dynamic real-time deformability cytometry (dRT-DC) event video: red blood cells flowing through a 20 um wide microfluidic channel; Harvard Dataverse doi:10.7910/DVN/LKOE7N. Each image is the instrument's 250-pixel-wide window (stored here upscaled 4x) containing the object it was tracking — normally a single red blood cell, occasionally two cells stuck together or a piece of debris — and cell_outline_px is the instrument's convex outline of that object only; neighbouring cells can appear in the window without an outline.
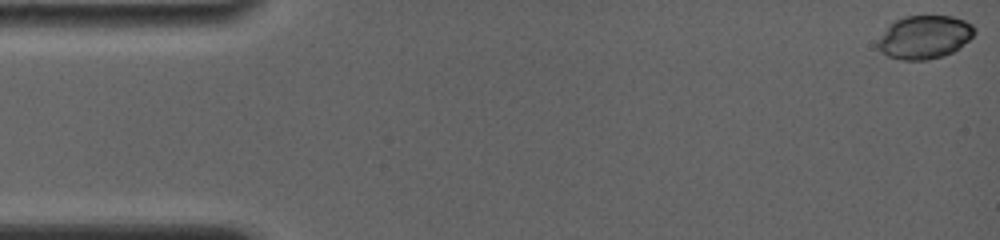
{"species": "common noctule bat (a hibernating species)", "species_latin": "Nyctalus noctula", "temperature_condition": "room temperature", "stored_images_in_passage": 26, "camera_frame_rate_fps": 4000, "um_per_image_px": 0.085, "animal": {"sex": "female", "body_mass_g": 19.0, "forearm_length_mm": 56.7}, "frame": {"image": 1, "passage_image": 1, "time_ms": 0.0, "image_size_px": [1000, 240], "cell_outline_px": [[976, 32], [968, 40], [952, 52], [944, 56], [928, 60], [900, 60], [888, 56], [876, 48], [876, 40], [888, 24], [904, 16], [952, 16], [964, 20], [972, 24], [976, 28]], "centroid_in_image_um": [78.53, 3.15], "position_along_channel_um": 6.5, "area_um2": 24.68}}
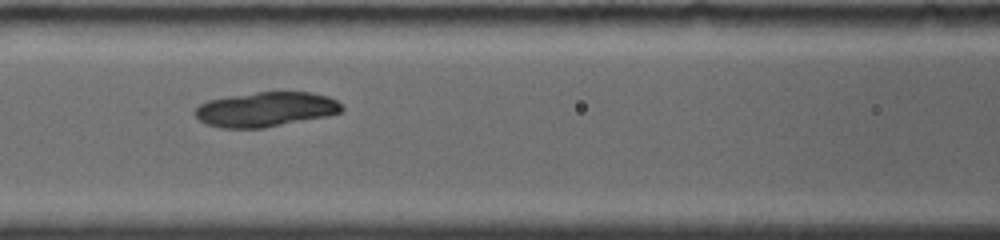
{"frame": {"image": 2, "passage_image": 15, "time_ms": 7.0, "image_size_px": [1000, 240], "cell_outline_px": [[344, 108], [340, 112], [328, 116], [264, 128], [224, 128], [208, 124], [200, 120], [192, 112], [200, 104], [208, 100], [228, 96], [256, 92], [312, 92], [328, 96], [336, 100]], "centroid_in_image_um": [22.59, 9.29], "position_along_channel_um": 144.0, "area_um2": 29.71}}
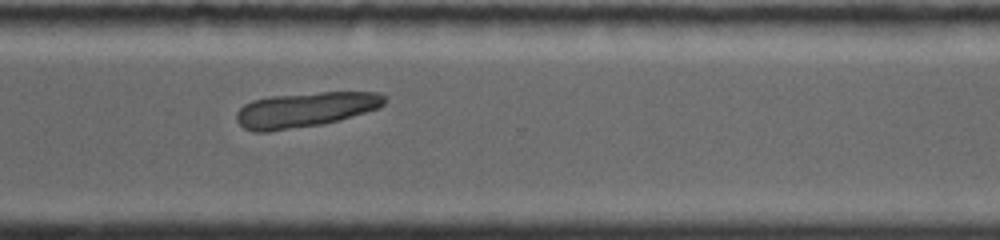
{"frame": {"image": 3, "passage_image": 26, "time_ms": 12.25, "image_size_px": [1000, 240], "cell_outline_px": [[384, 104], [380, 108], [324, 124], [268, 132], [252, 132], [244, 128], [236, 120], [236, 112], [244, 104], [252, 100], [268, 96], [320, 92], [380, 92], [384, 96]], "centroid_in_image_um": [25.91, 9.32], "position_along_channel_um": 344.7, "area_um2": 30.35}}